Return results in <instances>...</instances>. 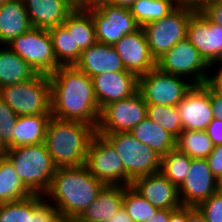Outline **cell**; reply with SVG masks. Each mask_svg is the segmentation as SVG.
Wrapping results in <instances>:
<instances>
[{"instance_id":"16","label":"cell","mask_w":222,"mask_h":222,"mask_svg":"<svg viewBox=\"0 0 222 222\" xmlns=\"http://www.w3.org/2000/svg\"><path fill=\"white\" fill-rule=\"evenodd\" d=\"M176 107L183 130H206L214 118L210 102V87L206 83L193 85Z\"/></svg>"},{"instance_id":"19","label":"cell","mask_w":222,"mask_h":222,"mask_svg":"<svg viewBox=\"0 0 222 222\" xmlns=\"http://www.w3.org/2000/svg\"><path fill=\"white\" fill-rule=\"evenodd\" d=\"M130 186L158 209L175 210L181 206L178 187L161 172L138 177Z\"/></svg>"},{"instance_id":"7","label":"cell","mask_w":222,"mask_h":222,"mask_svg":"<svg viewBox=\"0 0 222 222\" xmlns=\"http://www.w3.org/2000/svg\"><path fill=\"white\" fill-rule=\"evenodd\" d=\"M197 10L177 6L167 16L142 27L152 57L157 61L179 41L187 38L190 18Z\"/></svg>"},{"instance_id":"29","label":"cell","mask_w":222,"mask_h":222,"mask_svg":"<svg viewBox=\"0 0 222 222\" xmlns=\"http://www.w3.org/2000/svg\"><path fill=\"white\" fill-rule=\"evenodd\" d=\"M55 57L61 66L75 65L82 51L74 48L73 31H69L63 24L48 30Z\"/></svg>"},{"instance_id":"42","label":"cell","mask_w":222,"mask_h":222,"mask_svg":"<svg viewBox=\"0 0 222 222\" xmlns=\"http://www.w3.org/2000/svg\"><path fill=\"white\" fill-rule=\"evenodd\" d=\"M208 75L206 84L218 95L222 96V67H219L215 75Z\"/></svg>"},{"instance_id":"26","label":"cell","mask_w":222,"mask_h":222,"mask_svg":"<svg viewBox=\"0 0 222 222\" xmlns=\"http://www.w3.org/2000/svg\"><path fill=\"white\" fill-rule=\"evenodd\" d=\"M36 71L7 45L0 46V88L28 81Z\"/></svg>"},{"instance_id":"13","label":"cell","mask_w":222,"mask_h":222,"mask_svg":"<svg viewBox=\"0 0 222 222\" xmlns=\"http://www.w3.org/2000/svg\"><path fill=\"white\" fill-rule=\"evenodd\" d=\"M89 11L95 24L96 42L114 45L141 28L128 7L107 3Z\"/></svg>"},{"instance_id":"52","label":"cell","mask_w":222,"mask_h":222,"mask_svg":"<svg viewBox=\"0 0 222 222\" xmlns=\"http://www.w3.org/2000/svg\"><path fill=\"white\" fill-rule=\"evenodd\" d=\"M62 222H80L78 219H63Z\"/></svg>"},{"instance_id":"32","label":"cell","mask_w":222,"mask_h":222,"mask_svg":"<svg viewBox=\"0 0 222 222\" xmlns=\"http://www.w3.org/2000/svg\"><path fill=\"white\" fill-rule=\"evenodd\" d=\"M191 159L187 154L171 150L161 158L160 172L174 185L179 187L188 175Z\"/></svg>"},{"instance_id":"40","label":"cell","mask_w":222,"mask_h":222,"mask_svg":"<svg viewBox=\"0 0 222 222\" xmlns=\"http://www.w3.org/2000/svg\"><path fill=\"white\" fill-rule=\"evenodd\" d=\"M200 11L213 23L222 26V3L207 2Z\"/></svg>"},{"instance_id":"54","label":"cell","mask_w":222,"mask_h":222,"mask_svg":"<svg viewBox=\"0 0 222 222\" xmlns=\"http://www.w3.org/2000/svg\"><path fill=\"white\" fill-rule=\"evenodd\" d=\"M7 1H9V0H0V7H1L2 5H4V3L7 2Z\"/></svg>"},{"instance_id":"18","label":"cell","mask_w":222,"mask_h":222,"mask_svg":"<svg viewBox=\"0 0 222 222\" xmlns=\"http://www.w3.org/2000/svg\"><path fill=\"white\" fill-rule=\"evenodd\" d=\"M94 94L100 109L138 92L139 78L127 70L99 74L92 78Z\"/></svg>"},{"instance_id":"17","label":"cell","mask_w":222,"mask_h":222,"mask_svg":"<svg viewBox=\"0 0 222 222\" xmlns=\"http://www.w3.org/2000/svg\"><path fill=\"white\" fill-rule=\"evenodd\" d=\"M113 47L120 56L124 69L138 78L156 68V60L151 55L142 27L125 35Z\"/></svg>"},{"instance_id":"20","label":"cell","mask_w":222,"mask_h":222,"mask_svg":"<svg viewBox=\"0 0 222 222\" xmlns=\"http://www.w3.org/2000/svg\"><path fill=\"white\" fill-rule=\"evenodd\" d=\"M33 28L49 30L62 25L75 9L73 0H23Z\"/></svg>"},{"instance_id":"11","label":"cell","mask_w":222,"mask_h":222,"mask_svg":"<svg viewBox=\"0 0 222 222\" xmlns=\"http://www.w3.org/2000/svg\"><path fill=\"white\" fill-rule=\"evenodd\" d=\"M160 71L157 67L139 77L138 91L147 104L177 106L192 88L188 79Z\"/></svg>"},{"instance_id":"4","label":"cell","mask_w":222,"mask_h":222,"mask_svg":"<svg viewBox=\"0 0 222 222\" xmlns=\"http://www.w3.org/2000/svg\"><path fill=\"white\" fill-rule=\"evenodd\" d=\"M3 155L12 163L23 184L33 194H46L57 167L45 142L6 149Z\"/></svg>"},{"instance_id":"12","label":"cell","mask_w":222,"mask_h":222,"mask_svg":"<svg viewBox=\"0 0 222 222\" xmlns=\"http://www.w3.org/2000/svg\"><path fill=\"white\" fill-rule=\"evenodd\" d=\"M146 117L147 103L138 91L129 98L103 106L100 110L96 132H130Z\"/></svg>"},{"instance_id":"14","label":"cell","mask_w":222,"mask_h":222,"mask_svg":"<svg viewBox=\"0 0 222 222\" xmlns=\"http://www.w3.org/2000/svg\"><path fill=\"white\" fill-rule=\"evenodd\" d=\"M187 39L210 68L222 59V26L211 22L200 10L189 20Z\"/></svg>"},{"instance_id":"49","label":"cell","mask_w":222,"mask_h":222,"mask_svg":"<svg viewBox=\"0 0 222 222\" xmlns=\"http://www.w3.org/2000/svg\"><path fill=\"white\" fill-rule=\"evenodd\" d=\"M103 222H133L124 207L122 206L111 219Z\"/></svg>"},{"instance_id":"1","label":"cell","mask_w":222,"mask_h":222,"mask_svg":"<svg viewBox=\"0 0 222 222\" xmlns=\"http://www.w3.org/2000/svg\"><path fill=\"white\" fill-rule=\"evenodd\" d=\"M49 77L52 117L84 122L96 129L101 109L92 78L75 65L60 66Z\"/></svg>"},{"instance_id":"25","label":"cell","mask_w":222,"mask_h":222,"mask_svg":"<svg viewBox=\"0 0 222 222\" xmlns=\"http://www.w3.org/2000/svg\"><path fill=\"white\" fill-rule=\"evenodd\" d=\"M52 114L19 116L15 123L13 147L36 145L45 142L47 126Z\"/></svg>"},{"instance_id":"55","label":"cell","mask_w":222,"mask_h":222,"mask_svg":"<svg viewBox=\"0 0 222 222\" xmlns=\"http://www.w3.org/2000/svg\"><path fill=\"white\" fill-rule=\"evenodd\" d=\"M208 2H218V3H222V0H209Z\"/></svg>"},{"instance_id":"46","label":"cell","mask_w":222,"mask_h":222,"mask_svg":"<svg viewBox=\"0 0 222 222\" xmlns=\"http://www.w3.org/2000/svg\"><path fill=\"white\" fill-rule=\"evenodd\" d=\"M187 222H207L196 206H187Z\"/></svg>"},{"instance_id":"6","label":"cell","mask_w":222,"mask_h":222,"mask_svg":"<svg viewBox=\"0 0 222 222\" xmlns=\"http://www.w3.org/2000/svg\"><path fill=\"white\" fill-rule=\"evenodd\" d=\"M115 148L127 173V185L141 176L160 172L161 157L130 132L98 133Z\"/></svg>"},{"instance_id":"24","label":"cell","mask_w":222,"mask_h":222,"mask_svg":"<svg viewBox=\"0 0 222 222\" xmlns=\"http://www.w3.org/2000/svg\"><path fill=\"white\" fill-rule=\"evenodd\" d=\"M130 133L139 142L151 147L161 158L176 149V138L148 117L135 126Z\"/></svg>"},{"instance_id":"8","label":"cell","mask_w":222,"mask_h":222,"mask_svg":"<svg viewBox=\"0 0 222 222\" xmlns=\"http://www.w3.org/2000/svg\"><path fill=\"white\" fill-rule=\"evenodd\" d=\"M7 46L24 59L37 74L50 75L61 66L55 57L48 30L32 27L14 38Z\"/></svg>"},{"instance_id":"28","label":"cell","mask_w":222,"mask_h":222,"mask_svg":"<svg viewBox=\"0 0 222 222\" xmlns=\"http://www.w3.org/2000/svg\"><path fill=\"white\" fill-rule=\"evenodd\" d=\"M31 195L12 163L4 155L0 156V203L19 201Z\"/></svg>"},{"instance_id":"22","label":"cell","mask_w":222,"mask_h":222,"mask_svg":"<svg viewBox=\"0 0 222 222\" xmlns=\"http://www.w3.org/2000/svg\"><path fill=\"white\" fill-rule=\"evenodd\" d=\"M125 190L126 186L123 185H105L78 220L103 222L111 219L123 206Z\"/></svg>"},{"instance_id":"56","label":"cell","mask_w":222,"mask_h":222,"mask_svg":"<svg viewBox=\"0 0 222 222\" xmlns=\"http://www.w3.org/2000/svg\"><path fill=\"white\" fill-rule=\"evenodd\" d=\"M220 64V67H222V59L220 60V62L218 63V65Z\"/></svg>"},{"instance_id":"5","label":"cell","mask_w":222,"mask_h":222,"mask_svg":"<svg viewBox=\"0 0 222 222\" xmlns=\"http://www.w3.org/2000/svg\"><path fill=\"white\" fill-rule=\"evenodd\" d=\"M0 98L18 116L51 114L50 77L37 74L28 81L1 87Z\"/></svg>"},{"instance_id":"51","label":"cell","mask_w":222,"mask_h":222,"mask_svg":"<svg viewBox=\"0 0 222 222\" xmlns=\"http://www.w3.org/2000/svg\"><path fill=\"white\" fill-rule=\"evenodd\" d=\"M217 184H218V191L222 192V174H221V176L217 179Z\"/></svg>"},{"instance_id":"39","label":"cell","mask_w":222,"mask_h":222,"mask_svg":"<svg viewBox=\"0 0 222 222\" xmlns=\"http://www.w3.org/2000/svg\"><path fill=\"white\" fill-rule=\"evenodd\" d=\"M206 159L212 174L218 179L222 174V145L214 146Z\"/></svg>"},{"instance_id":"48","label":"cell","mask_w":222,"mask_h":222,"mask_svg":"<svg viewBox=\"0 0 222 222\" xmlns=\"http://www.w3.org/2000/svg\"><path fill=\"white\" fill-rule=\"evenodd\" d=\"M173 210L158 209L155 215L151 216L146 222H169L170 214Z\"/></svg>"},{"instance_id":"34","label":"cell","mask_w":222,"mask_h":222,"mask_svg":"<svg viewBox=\"0 0 222 222\" xmlns=\"http://www.w3.org/2000/svg\"><path fill=\"white\" fill-rule=\"evenodd\" d=\"M123 207L133 222H146V220L155 215L158 210V208L151 205L130 185H126L123 197Z\"/></svg>"},{"instance_id":"50","label":"cell","mask_w":222,"mask_h":222,"mask_svg":"<svg viewBox=\"0 0 222 222\" xmlns=\"http://www.w3.org/2000/svg\"><path fill=\"white\" fill-rule=\"evenodd\" d=\"M135 1L136 0H109V4L129 8Z\"/></svg>"},{"instance_id":"43","label":"cell","mask_w":222,"mask_h":222,"mask_svg":"<svg viewBox=\"0 0 222 222\" xmlns=\"http://www.w3.org/2000/svg\"><path fill=\"white\" fill-rule=\"evenodd\" d=\"M210 102L214 117L222 120V96L216 94L211 88Z\"/></svg>"},{"instance_id":"37","label":"cell","mask_w":222,"mask_h":222,"mask_svg":"<svg viewBox=\"0 0 222 222\" xmlns=\"http://www.w3.org/2000/svg\"><path fill=\"white\" fill-rule=\"evenodd\" d=\"M63 217L56 206L43 195H32V222H62Z\"/></svg>"},{"instance_id":"47","label":"cell","mask_w":222,"mask_h":222,"mask_svg":"<svg viewBox=\"0 0 222 222\" xmlns=\"http://www.w3.org/2000/svg\"><path fill=\"white\" fill-rule=\"evenodd\" d=\"M169 222H187V206H180L170 214Z\"/></svg>"},{"instance_id":"44","label":"cell","mask_w":222,"mask_h":222,"mask_svg":"<svg viewBox=\"0 0 222 222\" xmlns=\"http://www.w3.org/2000/svg\"><path fill=\"white\" fill-rule=\"evenodd\" d=\"M75 8L89 10L103 4H109V0H73Z\"/></svg>"},{"instance_id":"10","label":"cell","mask_w":222,"mask_h":222,"mask_svg":"<svg viewBox=\"0 0 222 222\" xmlns=\"http://www.w3.org/2000/svg\"><path fill=\"white\" fill-rule=\"evenodd\" d=\"M156 67L167 74L189 78L194 85L205 84L210 66L185 38L156 61ZM206 71V72H205ZM189 76V77H188Z\"/></svg>"},{"instance_id":"27","label":"cell","mask_w":222,"mask_h":222,"mask_svg":"<svg viewBox=\"0 0 222 222\" xmlns=\"http://www.w3.org/2000/svg\"><path fill=\"white\" fill-rule=\"evenodd\" d=\"M63 25L73 31L74 48L84 51L96 43L95 24L89 10L75 8Z\"/></svg>"},{"instance_id":"38","label":"cell","mask_w":222,"mask_h":222,"mask_svg":"<svg viewBox=\"0 0 222 222\" xmlns=\"http://www.w3.org/2000/svg\"><path fill=\"white\" fill-rule=\"evenodd\" d=\"M196 207L207 222H222V192H215Z\"/></svg>"},{"instance_id":"9","label":"cell","mask_w":222,"mask_h":222,"mask_svg":"<svg viewBox=\"0 0 222 222\" xmlns=\"http://www.w3.org/2000/svg\"><path fill=\"white\" fill-rule=\"evenodd\" d=\"M85 166L105 185H127V173L118 153L113 145L97 132L89 143Z\"/></svg>"},{"instance_id":"36","label":"cell","mask_w":222,"mask_h":222,"mask_svg":"<svg viewBox=\"0 0 222 222\" xmlns=\"http://www.w3.org/2000/svg\"><path fill=\"white\" fill-rule=\"evenodd\" d=\"M18 115L0 98V143L6 149L13 148V136Z\"/></svg>"},{"instance_id":"33","label":"cell","mask_w":222,"mask_h":222,"mask_svg":"<svg viewBox=\"0 0 222 222\" xmlns=\"http://www.w3.org/2000/svg\"><path fill=\"white\" fill-rule=\"evenodd\" d=\"M147 117L175 138L183 131L181 117L176 106L147 104Z\"/></svg>"},{"instance_id":"53","label":"cell","mask_w":222,"mask_h":222,"mask_svg":"<svg viewBox=\"0 0 222 222\" xmlns=\"http://www.w3.org/2000/svg\"><path fill=\"white\" fill-rule=\"evenodd\" d=\"M5 152V147L0 143V156H2Z\"/></svg>"},{"instance_id":"15","label":"cell","mask_w":222,"mask_h":222,"mask_svg":"<svg viewBox=\"0 0 222 222\" xmlns=\"http://www.w3.org/2000/svg\"><path fill=\"white\" fill-rule=\"evenodd\" d=\"M178 190L182 206H197L218 191L217 179L207 159H191L188 175Z\"/></svg>"},{"instance_id":"45","label":"cell","mask_w":222,"mask_h":222,"mask_svg":"<svg viewBox=\"0 0 222 222\" xmlns=\"http://www.w3.org/2000/svg\"><path fill=\"white\" fill-rule=\"evenodd\" d=\"M209 0H173L176 6L188 7L199 11Z\"/></svg>"},{"instance_id":"41","label":"cell","mask_w":222,"mask_h":222,"mask_svg":"<svg viewBox=\"0 0 222 222\" xmlns=\"http://www.w3.org/2000/svg\"><path fill=\"white\" fill-rule=\"evenodd\" d=\"M206 132L214 146L222 145V120L213 118L212 122L208 125Z\"/></svg>"},{"instance_id":"30","label":"cell","mask_w":222,"mask_h":222,"mask_svg":"<svg viewBox=\"0 0 222 222\" xmlns=\"http://www.w3.org/2000/svg\"><path fill=\"white\" fill-rule=\"evenodd\" d=\"M177 6L173 0H136L129 11L140 27L160 20L172 12Z\"/></svg>"},{"instance_id":"31","label":"cell","mask_w":222,"mask_h":222,"mask_svg":"<svg viewBox=\"0 0 222 222\" xmlns=\"http://www.w3.org/2000/svg\"><path fill=\"white\" fill-rule=\"evenodd\" d=\"M213 147L206 130H183L176 138V149L190 158L206 159L213 151Z\"/></svg>"},{"instance_id":"21","label":"cell","mask_w":222,"mask_h":222,"mask_svg":"<svg viewBox=\"0 0 222 222\" xmlns=\"http://www.w3.org/2000/svg\"><path fill=\"white\" fill-rule=\"evenodd\" d=\"M75 66L90 78L103 73L125 70L113 45L96 42L81 53Z\"/></svg>"},{"instance_id":"2","label":"cell","mask_w":222,"mask_h":222,"mask_svg":"<svg viewBox=\"0 0 222 222\" xmlns=\"http://www.w3.org/2000/svg\"><path fill=\"white\" fill-rule=\"evenodd\" d=\"M104 186L85 165L59 167L56 168L51 186L44 196L56 206L63 219H78Z\"/></svg>"},{"instance_id":"3","label":"cell","mask_w":222,"mask_h":222,"mask_svg":"<svg viewBox=\"0 0 222 222\" xmlns=\"http://www.w3.org/2000/svg\"><path fill=\"white\" fill-rule=\"evenodd\" d=\"M95 133L96 129L87 123L52 117L47 126L45 144L55 166L85 165L88 146Z\"/></svg>"},{"instance_id":"23","label":"cell","mask_w":222,"mask_h":222,"mask_svg":"<svg viewBox=\"0 0 222 222\" xmlns=\"http://www.w3.org/2000/svg\"><path fill=\"white\" fill-rule=\"evenodd\" d=\"M32 28L23 0H9L0 7V42L8 45Z\"/></svg>"},{"instance_id":"35","label":"cell","mask_w":222,"mask_h":222,"mask_svg":"<svg viewBox=\"0 0 222 222\" xmlns=\"http://www.w3.org/2000/svg\"><path fill=\"white\" fill-rule=\"evenodd\" d=\"M0 222H32V195L19 201L0 203Z\"/></svg>"}]
</instances>
